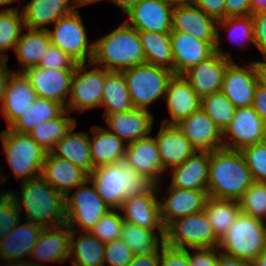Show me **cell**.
Segmentation results:
<instances>
[{"label":"cell","instance_id":"obj_1","mask_svg":"<svg viewBox=\"0 0 266 266\" xmlns=\"http://www.w3.org/2000/svg\"><path fill=\"white\" fill-rule=\"evenodd\" d=\"M88 180L111 209H120L128 197L147 193L155 184L139 174L123 158L116 164L95 167Z\"/></svg>","mask_w":266,"mask_h":266},{"label":"cell","instance_id":"obj_2","mask_svg":"<svg viewBox=\"0 0 266 266\" xmlns=\"http://www.w3.org/2000/svg\"><path fill=\"white\" fill-rule=\"evenodd\" d=\"M20 195L7 191L26 218L43 228L66 223L65 197L57 192L42 176L21 182ZM13 191V192H12Z\"/></svg>","mask_w":266,"mask_h":266},{"label":"cell","instance_id":"obj_3","mask_svg":"<svg viewBox=\"0 0 266 266\" xmlns=\"http://www.w3.org/2000/svg\"><path fill=\"white\" fill-rule=\"evenodd\" d=\"M253 182L241 151L223 147L209 152L208 197L238 200Z\"/></svg>","mask_w":266,"mask_h":266},{"label":"cell","instance_id":"obj_4","mask_svg":"<svg viewBox=\"0 0 266 266\" xmlns=\"http://www.w3.org/2000/svg\"><path fill=\"white\" fill-rule=\"evenodd\" d=\"M91 63L107 71H123L147 63L139 31L123 21L116 29L94 42Z\"/></svg>","mask_w":266,"mask_h":266},{"label":"cell","instance_id":"obj_5","mask_svg":"<svg viewBox=\"0 0 266 266\" xmlns=\"http://www.w3.org/2000/svg\"><path fill=\"white\" fill-rule=\"evenodd\" d=\"M0 140L7 163L20 182L41 176L48 150L39 146L29 134L10 128L0 131Z\"/></svg>","mask_w":266,"mask_h":266},{"label":"cell","instance_id":"obj_6","mask_svg":"<svg viewBox=\"0 0 266 266\" xmlns=\"http://www.w3.org/2000/svg\"><path fill=\"white\" fill-rule=\"evenodd\" d=\"M134 108L150 111V105L165 97L173 71L149 63L122 71Z\"/></svg>","mask_w":266,"mask_h":266},{"label":"cell","instance_id":"obj_7","mask_svg":"<svg viewBox=\"0 0 266 266\" xmlns=\"http://www.w3.org/2000/svg\"><path fill=\"white\" fill-rule=\"evenodd\" d=\"M218 248L226 255L253 261L266 248L265 223L240 212Z\"/></svg>","mask_w":266,"mask_h":266},{"label":"cell","instance_id":"obj_8","mask_svg":"<svg viewBox=\"0 0 266 266\" xmlns=\"http://www.w3.org/2000/svg\"><path fill=\"white\" fill-rule=\"evenodd\" d=\"M164 244L184 250L210 248L219 247L220 239L203 210L170 222L165 227Z\"/></svg>","mask_w":266,"mask_h":266},{"label":"cell","instance_id":"obj_9","mask_svg":"<svg viewBox=\"0 0 266 266\" xmlns=\"http://www.w3.org/2000/svg\"><path fill=\"white\" fill-rule=\"evenodd\" d=\"M87 184L90 185L89 180L76 187L72 195L65 196L66 224L72 231L89 232L111 210L98 195L94 185L89 187Z\"/></svg>","mask_w":266,"mask_h":266},{"label":"cell","instance_id":"obj_10","mask_svg":"<svg viewBox=\"0 0 266 266\" xmlns=\"http://www.w3.org/2000/svg\"><path fill=\"white\" fill-rule=\"evenodd\" d=\"M53 25V30L47 29L52 45L59 47L77 63L92 61L94 42L88 41L79 10L75 9L71 14L61 17Z\"/></svg>","mask_w":266,"mask_h":266},{"label":"cell","instance_id":"obj_11","mask_svg":"<svg viewBox=\"0 0 266 266\" xmlns=\"http://www.w3.org/2000/svg\"><path fill=\"white\" fill-rule=\"evenodd\" d=\"M91 62L77 63L71 81L70 95L65 106L69 112L74 110L82 113L96 107H100L103 98V87L105 83V69Z\"/></svg>","mask_w":266,"mask_h":266},{"label":"cell","instance_id":"obj_12","mask_svg":"<svg viewBox=\"0 0 266 266\" xmlns=\"http://www.w3.org/2000/svg\"><path fill=\"white\" fill-rule=\"evenodd\" d=\"M265 124L252 106L236 108L230 125L222 133L224 147L240 151L263 142Z\"/></svg>","mask_w":266,"mask_h":266},{"label":"cell","instance_id":"obj_13","mask_svg":"<svg viewBox=\"0 0 266 266\" xmlns=\"http://www.w3.org/2000/svg\"><path fill=\"white\" fill-rule=\"evenodd\" d=\"M173 8L167 0H139L125 22L138 31L170 33Z\"/></svg>","mask_w":266,"mask_h":266},{"label":"cell","instance_id":"obj_14","mask_svg":"<svg viewBox=\"0 0 266 266\" xmlns=\"http://www.w3.org/2000/svg\"><path fill=\"white\" fill-rule=\"evenodd\" d=\"M157 191L159 192V189L154 185L147 193L124 200L121 208L118 209L122 211L123 220L145 229L158 231L159 234H165Z\"/></svg>","mask_w":266,"mask_h":266},{"label":"cell","instance_id":"obj_15","mask_svg":"<svg viewBox=\"0 0 266 266\" xmlns=\"http://www.w3.org/2000/svg\"><path fill=\"white\" fill-rule=\"evenodd\" d=\"M74 70L36 66L24 74L30 80L37 97L54 100L66 106Z\"/></svg>","mask_w":266,"mask_h":266},{"label":"cell","instance_id":"obj_16","mask_svg":"<svg viewBox=\"0 0 266 266\" xmlns=\"http://www.w3.org/2000/svg\"><path fill=\"white\" fill-rule=\"evenodd\" d=\"M72 230L65 223L54 227L43 228L28 260L32 266H44V262L63 263L69 258Z\"/></svg>","mask_w":266,"mask_h":266},{"label":"cell","instance_id":"obj_17","mask_svg":"<svg viewBox=\"0 0 266 266\" xmlns=\"http://www.w3.org/2000/svg\"><path fill=\"white\" fill-rule=\"evenodd\" d=\"M259 82L256 61L241 67L234 61L227 67L221 91L236 108L252 106L255 88Z\"/></svg>","mask_w":266,"mask_h":266},{"label":"cell","instance_id":"obj_18","mask_svg":"<svg viewBox=\"0 0 266 266\" xmlns=\"http://www.w3.org/2000/svg\"><path fill=\"white\" fill-rule=\"evenodd\" d=\"M231 63L215 51L207 59L184 72L182 76L190 83L196 94L203 98L221 90L226 69Z\"/></svg>","mask_w":266,"mask_h":266},{"label":"cell","instance_id":"obj_19","mask_svg":"<svg viewBox=\"0 0 266 266\" xmlns=\"http://www.w3.org/2000/svg\"><path fill=\"white\" fill-rule=\"evenodd\" d=\"M207 198V190H190L169 186L167 192L159 199L161 200V220L164 227L175 219L203 211Z\"/></svg>","mask_w":266,"mask_h":266},{"label":"cell","instance_id":"obj_20","mask_svg":"<svg viewBox=\"0 0 266 266\" xmlns=\"http://www.w3.org/2000/svg\"><path fill=\"white\" fill-rule=\"evenodd\" d=\"M171 31L190 34L209 42L214 48L217 40V20L196 5L176 6L172 12Z\"/></svg>","mask_w":266,"mask_h":266},{"label":"cell","instance_id":"obj_21","mask_svg":"<svg viewBox=\"0 0 266 266\" xmlns=\"http://www.w3.org/2000/svg\"><path fill=\"white\" fill-rule=\"evenodd\" d=\"M177 126L197 151L211 152L224 147L222 132L201 108Z\"/></svg>","mask_w":266,"mask_h":266},{"label":"cell","instance_id":"obj_22","mask_svg":"<svg viewBox=\"0 0 266 266\" xmlns=\"http://www.w3.org/2000/svg\"><path fill=\"white\" fill-rule=\"evenodd\" d=\"M124 159L139 174L145 175L157 187L161 185V177L164 174L163 166L155 137H147L127 144Z\"/></svg>","mask_w":266,"mask_h":266},{"label":"cell","instance_id":"obj_23","mask_svg":"<svg viewBox=\"0 0 266 266\" xmlns=\"http://www.w3.org/2000/svg\"><path fill=\"white\" fill-rule=\"evenodd\" d=\"M164 100L171 116L162 121L167 125H177L201 108V98L182 75H174L169 81Z\"/></svg>","mask_w":266,"mask_h":266},{"label":"cell","instance_id":"obj_24","mask_svg":"<svg viewBox=\"0 0 266 266\" xmlns=\"http://www.w3.org/2000/svg\"><path fill=\"white\" fill-rule=\"evenodd\" d=\"M170 40L175 75H182L215 52V48L209 42L180 31H171Z\"/></svg>","mask_w":266,"mask_h":266},{"label":"cell","instance_id":"obj_25","mask_svg":"<svg viewBox=\"0 0 266 266\" xmlns=\"http://www.w3.org/2000/svg\"><path fill=\"white\" fill-rule=\"evenodd\" d=\"M108 130L129 144L151 134L154 114L148 110L133 108L126 112L107 115Z\"/></svg>","mask_w":266,"mask_h":266},{"label":"cell","instance_id":"obj_26","mask_svg":"<svg viewBox=\"0 0 266 266\" xmlns=\"http://www.w3.org/2000/svg\"><path fill=\"white\" fill-rule=\"evenodd\" d=\"M155 139L164 171L180 165L197 152L177 125L162 123Z\"/></svg>","mask_w":266,"mask_h":266},{"label":"cell","instance_id":"obj_27","mask_svg":"<svg viewBox=\"0 0 266 266\" xmlns=\"http://www.w3.org/2000/svg\"><path fill=\"white\" fill-rule=\"evenodd\" d=\"M41 176L64 197L88 180V173L85 170L51 152L43 163Z\"/></svg>","mask_w":266,"mask_h":266},{"label":"cell","instance_id":"obj_28","mask_svg":"<svg viewBox=\"0 0 266 266\" xmlns=\"http://www.w3.org/2000/svg\"><path fill=\"white\" fill-rule=\"evenodd\" d=\"M37 95L24 73L10 77L1 104V112L10 127L36 101Z\"/></svg>","mask_w":266,"mask_h":266},{"label":"cell","instance_id":"obj_29","mask_svg":"<svg viewBox=\"0 0 266 266\" xmlns=\"http://www.w3.org/2000/svg\"><path fill=\"white\" fill-rule=\"evenodd\" d=\"M75 9V0H30L20 11L26 29L47 30L45 25L56 23Z\"/></svg>","mask_w":266,"mask_h":266},{"label":"cell","instance_id":"obj_30","mask_svg":"<svg viewBox=\"0 0 266 266\" xmlns=\"http://www.w3.org/2000/svg\"><path fill=\"white\" fill-rule=\"evenodd\" d=\"M22 221L0 241L1 260L28 262L25 257H30L43 227L30 221L21 224Z\"/></svg>","mask_w":266,"mask_h":266},{"label":"cell","instance_id":"obj_31","mask_svg":"<svg viewBox=\"0 0 266 266\" xmlns=\"http://www.w3.org/2000/svg\"><path fill=\"white\" fill-rule=\"evenodd\" d=\"M169 170L172 174L170 186L190 190H207L209 152L197 151L183 163Z\"/></svg>","mask_w":266,"mask_h":266},{"label":"cell","instance_id":"obj_32","mask_svg":"<svg viewBox=\"0 0 266 266\" xmlns=\"http://www.w3.org/2000/svg\"><path fill=\"white\" fill-rule=\"evenodd\" d=\"M91 131L93 136H89V144L94 168L116 164L125 157L127 143L118 136L99 125L92 126Z\"/></svg>","mask_w":266,"mask_h":266},{"label":"cell","instance_id":"obj_33","mask_svg":"<svg viewBox=\"0 0 266 266\" xmlns=\"http://www.w3.org/2000/svg\"><path fill=\"white\" fill-rule=\"evenodd\" d=\"M75 127L76 125L55 144L50 152L81 167L90 174L94 166L90 152L89 133L85 131L73 132Z\"/></svg>","mask_w":266,"mask_h":266},{"label":"cell","instance_id":"obj_34","mask_svg":"<svg viewBox=\"0 0 266 266\" xmlns=\"http://www.w3.org/2000/svg\"><path fill=\"white\" fill-rule=\"evenodd\" d=\"M21 34L15 48V54L21 68L15 73H24L30 68L38 66L45 51L51 45L47 30L26 29Z\"/></svg>","mask_w":266,"mask_h":266},{"label":"cell","instance_id":"obj_35","mask_svg":"<svg viewBox=\"0 0 266 266\" xmlns=\"http://www.w3.org/2000/svg\"><path fill=\"white\" fill-rule=\"evenodd\" d=\"M100 107L106 108L103 118L134 108L122 71H107L105 69V83Z\"/></svg>","mask_w":266,"mask_h":266},{"label":"cell","instance_id":"obj_36","mask_svg":"<svg viewBox=\"0 0 266 266\" xmlns=\"http://www.w3.org/2000/svg\"><path fill=\"white\" fill-rule=\"evenodd\" d=\"M104 251L105 244L97 237L89 232L72 231L69 254L73 263L71 266H104Z\"/></svg>","mask_w":266,"mask_h":266},{"label":"cell","instance_id":"obj_37","mask_svg":"<svg viewBox=\"0 0 266 266\" xmlns=\"http://www.w3.org/2000/svg\"><path fill=\"white\" fill-rule=\"evenodd\" d=\"M65 110L60 102L37 97L32 106L8 128L29 134L36 125L59 117Z\"/></svg>","mask_w":266,"mask_h":266},{"label":"cell","instance_id":"obj_38","mask_svg":"<svg viewBox=\"0 0 266 266\" xmlns=\"http://www.w3.org/2000/svg\"><path fill=\"white\" fill-rule=\"evenodd\" d=\"M147 63L167 68L174 73L170 33L139 31Z\"/></svg>","mask_w":266,"mask_h":266},{"label":"cell","instance_id":"obj_39","mask_svg":"<svg viewBox=\"0 0 266 266\" xmlns=\"http://www.w3.org/2000/svg\"><path fill=\"white\" fill-rule=\"evenodd\" d=\"M164 236L123 220L120 238L134 255H141L157 252L164 245Z\"/></svg>","mask_w":266,"mask_h":266},{"label":"cell","instance_id":"obj_40","mask_svg":"<svg viewBox=\"0 0 266 266\" xmlns=\"http://www.w3.org/2000/svg\"><path fill=\"white\" fill-rule=\"evenodd\" d=\"M68 110H65L59 117L48 120L36 125L29 133L32 139L43 146L49 152L54 148L72 127L77 125L76 118L67 116Z\"/></svg>","mask_w":266,"mask_h":266},{"label":"cell","instance_id":"obj_41","mask_svg":"<svg viewBox=\"0 0 266 266\" xmlns=\"http://www.w3.org/2000/svg\"><path fill=\"white\" fill-rule=\"evenodd\" d=\"M204 211L213 225L216 236L221 239L234 224L241 212L237 200L208 197Z\"/></svg>","mask_w":266,"mask_h":266},{"label":"cell","instance_id":"obj_42","mask_svg":"<svg viewBox=\"0 0 266 266\" xmlns=\"http://www.w3.org/2000/svg\"><path fill=\"white\" fill-rule=\"evenodd\" d=\"M217 40L215 51L231 62L232 53L223 51L221 48L220 30L227 29L229 40L240 45L251 42L254 45L253 20L251 15L239 17H226L217 21ZM243 43V44H242Z\"/></svg>","mask_w":266,"mask_h":266},{"label":"cell","instance_id":"obj_43","mask_svg":"<svg viewBox=\"0 0 266 266\" xmlns=\"http://www.w3.org/2000/svg\"><path fill=\"white\" fill-rule=\"evenodd\" d=\"M24 30L26 28L23 14L18 11V7L0 9V59H9L8 54L2 52L10 48L15 51Z\"/></svg>","mask_w":266,"mask_h":266},{"label":"cell","instance_id":"obj_44","mask_svg":"<svg viewBox=\"0 0 266 266\" xmlns=\"http://www.w3.org/2000/svg\"><path fill=\"white\" fill-rule=\"evenodd\" d=\"M201 109L223 133L234 117L236 107L220 90L201 98Z\"/></svg>","mask_w":266,"mask_h":266},{"label":"cell","instance_id":"obj_45","mask_svg":"<svg viewBox=\"0 0 266 266\" xmlns=\"http://www.w3.org/2000/svg\"><path fill=\"white\" fill-rule=\"evenodd\" d=\"M237 201L243 214L262 220L266 214V183L253 182Z\"/></svg>","mask_w":266,"mask_h":266},{"label":"cell","instance_id":"obj_46","mask_svg":"<svg viewBox=\"0 0 266 266\" xmlns=\"http://www.w3.org/2000/svg\"><path fill=\"white\" fill-rule=\"evenodd\" d=\"M122 223L121 211L111 209L98 220L89 233L106 244L120 238Z\"/></svg>","mask_w":266,"mask_h":266},{"label":"cell","instance_id":"obj_47","mask_svg":"<svg viewBox=\"0 0 266 266\" xmlns=\"http://www.w3.org/2000/svg\"><path fill=\"white\" fill-rule=\"evenodd\" d=\"M254 182L266 183V144L256 143L240 150Z\"/></svg>","mask_w":266,"mask_h":266},{"label":"cell","instance_id":"obj_48","mask_svg":"<svg viewBox=\"0 0 266 266\" xmlns=\"http://www.w3.org/2000/svg\"><path fill=\"white\" fill-rule=\"evenodd\" d=\"M14 199L6 191L0 193V241L22 220Z\"/></svg>","mask_w":266,"mask_h":266},{"label":"cell","instance_id":"obj_49","mask_svg":"<svg viewBox=\"0 0 266 266\" xmlns=\"http://www.w3.org/2000/svg\"><path fill=\"white\" fill-rule=\"evenodd\" d=\"M134 254L130 247L121 238L105 244L104 266H127L133 259Z\"/></svg>","mask_w":266,"mask_h":266},{"label":"cell","instance_id":"obj_50","mask_svg":"<svg viewBox=\"0 0 266 266\" xmlns=\"http://www.w3.org/2000/svg\"><path fill=\"white\" fill-rule=\"evenodd\" d=\"M77 62L59 47L50 45L40 60L38 67L53 69H76Z\"/></svg>","mask_w":266,"mask_h":266},{"label":"cell","instance_id":"obj_51","mask_svg":"<svg viewBox=\"0 0 266 266\" xmlns=\"http://www.w3.org/2000/svg\"><path fill=\"white\" fill-rule=\"evenodd\" d=\"M159 266H191L188 249H177L164 244L160 248Z\"/></svg>","mask_w":266,"mask_h":266},{"label":"cell","instance_id":"obj_52","mask_svg":"<svg viewBox=\"0 0 266 266\" xmlns=\"http://www.w3.org/2000/svg\"><path fill=\"white\" fill-rule=\"evenodd\" d=\"M191 266H217L219 260V248L188 249Z\"/></svg>","mask_w":266,"mask_h":266},{"label":"cell","instance_id":"obj_53","mask_svg":"<svg viewBox=\"0 0 266 266\" xmlns=\"http://www.w3.org/2000/svg\"><path fill=\"white\" fill-rule=\"evenodd\" d=\"M253 20L254 45L266 58V10L251 14Z\"/></svg>","mask_w":266,"mask_h":266},{"label":"cell","instance_id":"obj_54","mask_svg":"<svg viewBox=\"0 0 266 266\" xmlns=\"http://www.w3.org/2000/svg\"><path fill=\"white\" fill-rule=\"evenodd\" d=\"M226 0H195L194 5L217 21L225 18Z\"/></svg>","mask_w":266,"mask_h":266},{"label":"cell","instance_id":"obj_55","mask_svg":"<svg viewBox=\"0 0 266 266\" xmlns=\"http://www.w3.org/2000/svg\"><path fill=\"white\" fill-rule=\"evenodd\" d=\"M252 14L250 0H226L225 18L248 16Z\"/></svg>","mask_w":266,"mask_h":266},{"label":"cell","instance_id":"obj_56","mask_svg":"<svg viewBox=\"0 0 266 266\" xmlns=\"http://www.w3.org/2000/svg\"><path fill=\"white\" fill-rule=\"evenodd\" d=\"M252 107L266 123V87L260 82L255 88Z\"/></svg>","mask_w":266,"mask_h":266},{"label":"cell","instance_id":"obj_57","mask_svg":"<svg viewBox=\"0 0 266 266\" xmlns=\"http://www.w3.org/2000/svg\"><path fill=\"white\" fill-rule=\"evenodd\" d=\"M160 249L149 254L134 255L127 266H159Z\"/></svg>","mask_w":266,"mask_h":266},{"label":"cell","instance_id":"obj_58","mask_svg":"<svg viewBox=\"0 0 266 266\" xmlns=\"http://www.w3.org/2000/svg\"><path fill=\"white\" fill-rule=\"evenodd\" d=\"M7 62L8 59H0V102L4 97L7 83L14 73V71L12 72V70L8 68Z\"/></svg>","mask_w":266,"mask_h":266},{"label":"cell","instance_id":"obj_59","mask_svg":"<svg viewBox=\"0 0 266 266\" xmlns=\"http://www.w3.org/2000/svg\"><path fill=\"white\" fill-rule=\"evenodd\" d=\"M217 266H253V264L252 261L232 257L219 250V260Z\"/></svg>","mask_w":266,"mask_h":266},{"label":"cell","instance_id":"obj_60","mask_svg":"<svg viewBox=\"0 0 266 266\" xmlns=\"http://www.w3.org/2000/svg\"><path fill=\"white\" fill-rule=\"evenodd\" d=\"M264 61H256V68L258 71L259 82L266 87V58Z\"/></svg>","mask_w":266,"mask_h":266},{"label":"cell","instance_id":"obj_61","mask_svg":"<svg viewBox=\"0 0 266 266\" xmlns=\"http://www.w3.org/2000/svg\"><path fill=\"white\" fill-rule=\"evenodd\" d=\"M139 0H110L115 3L125 14L138 2Z\"/></svg>","mask_w":266,"mask_h":266},{"label":"cell","instance_id":"obj_62","mask_svg":"<svg viewBox=\"0 0 266 266\" xmlns=\"http://www.w3.org/2000/svg\"><path fill=\"white\" fill-rule=\"evenodd\" d=\"M252 14L266 10V0H250Z\"/></svg>","mask_w":266,"mask_h":266},{"label":"cell","instance_id":"obj_63","mask_svg":"<svg viewBox=\"0 0 266 266\" xmlns=\"http://www.w3.org/2000/svg\"><path fill=\"white\" fill-rule=\"evenodd\" d=\"M253 266H266V248L252 261Z\"/></svg>","mask_w":266,"mask_h":266},{"label":"cell","instance_id":"obj_64","mask_svg":"<svg viewBox=\"0 0 266 266\" xmlns=\"http://www.w3.org/2000/svg\"><path fill=\"white\" fill-rule=\"evenodd\" d=\"M173 7L194 5L195 0H167Z\"/></svg>","mask_w":266,"mask_h":266},{"label":"cell","instance_id":"obj_65","mask_svg":"<svg viewBox=\"0 0 266 266\" xmlns=\"http://www.w3.org/2000/svg\"><path fill=\"white\" fill-rule=\"evenodd\" d=\"M3 262L4 265L0 266H32L29 262H24V261H9V260H4Z\"/></svg>","mask_w":266,"mask_h":266},{"label":"cell","instance_id":"obj_66","mask_svg":"<svg viewBox=\"0 0 266 266\" xmlns=\"http://www.w3.org/2000/svg\"><path fill=\"white\" fill-rule=\"evenodd\" d=\"M99 1H101V0H75V5H76V7H79V6H83V5H87V4L99 2ZM108 1H110V0H108Z\"/></svg>","mask_w":266,"mask_h":266},{"label":"cell","instance_id":"obj_67","mask_svg":"<svg viewBox=\"0 0 266 266\" xmlns=\"http://www.w3.org/2000/svg\"><path fill=\"white\" fill-rule=\"evenodd\" d=\"M15 1H18V0H0V6L2 5H4V6H7L8 4H10V3H14ZM19 1H21V0H19Z\"/></svg>","mask_w":266,"mask_h":266},{"label":"cell","instance_id":"obj_68","mask_svg":"<svg viewBox=\"0 0 266 266\" xmlns=\"http://www.w3.org/2000/svg\"><path fill=\"white\" fill-rule=\"evenodd\" d=\"M1 169H2V168H0V183H4V181H6L8 178L5 177L4 174L2 175V171H3V170H1Z\"/></svg>","mask_w":266,"mask_h":266},{"label":"cell","instance_id":"obj_69","mask_svg":"<svg viewBox=\"0 0 266 266\" xmlns=\"http://www.w3.org/2000/svg\"><path fill=\"white\" fill-rule=\"evenodd\" d=\"M263 142L266 144V124H265V131H264V138H263Z\"/></svg>","mask_w":266,"mask_h":266},{"label":"cell","instance_id":"obj_70","mask_svg":"<svg viewBox=\"0 0 266 266\" xmlns=\"http://www.w3.org/2000/svg\"><path fill=\"white\" fill-rule=\"evenodd\" d=\"M266 214H265V216H264V218L262 219V221L265 223V225H266Z\"/></svg>","mask_w":266,"mask_h":266}]
</instances>
